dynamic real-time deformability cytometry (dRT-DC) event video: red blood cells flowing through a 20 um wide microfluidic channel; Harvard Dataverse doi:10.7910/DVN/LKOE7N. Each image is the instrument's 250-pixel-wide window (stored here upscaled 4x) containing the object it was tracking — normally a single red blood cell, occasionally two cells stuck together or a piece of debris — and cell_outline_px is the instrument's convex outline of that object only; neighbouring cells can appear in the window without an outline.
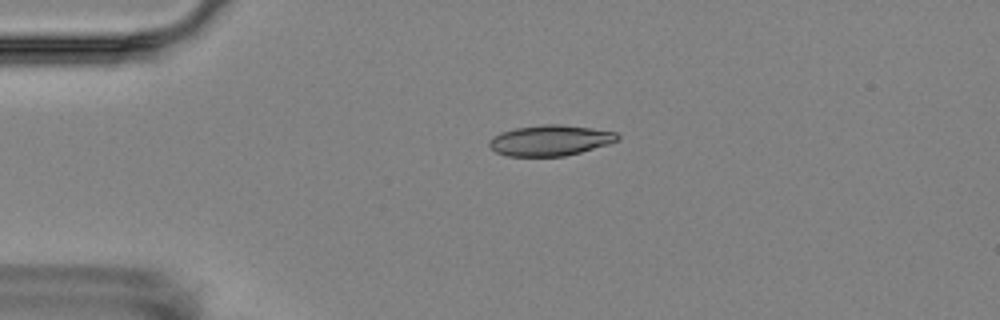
{"species": "Egyptian fruit bat (a non-hibernating species)", "species_latin": "Rousettus aegyptiacus", "temperature_condition": "room temperature", "stored_images_in_passage": 2, "camera_frame_rate_fps": 3000, "um_per_image_px": 0.085, "animal": {"sex": "female"}, "frame": {"image": 1, "passage_image": 1, "time_ms": 0.0, "image_size_px": [1000, 320], "cell_outline_px": [[620, 140], [608, 144], [580, 152], [564, 156], [508, 156], [496, 152], [488, 148], [488, 140], [500, 132], [516, 128], [544, 124], [560, 124], [592, 128], [616, 132], [620, 136]], "centroid_in_image_um": [46.75, 11.93], "position_along_channel_um": 38.3, "area_um2": 23.0}}